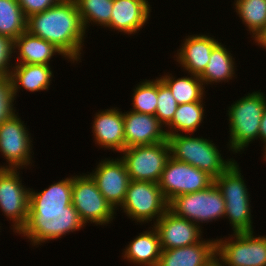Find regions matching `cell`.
Returning <instances> with one entry per match:
<instances>
[{"label": "cell", "instance_id": "cell-20", "mask_svg": "<svg viewBox=\"0 0 266 266\" xmlns=\"http://www.w3.org/2000/svg\"><path fill=\"white\" fill-rule=\"evenodd\" d=\"M216 260V239H202L196 244L162 250L157 266H209Z\"/></svg>", "mask_w": 266, "mask_h": 266}, {"label": "cell", "instance_id": "cell-23", "mask_svg": "<svg viewBox=\"0 0 266 266\" xmlns=\"http://www.w3.org/2000/svg\"><path fill=\"white\" fill-rule=\"evenodd\" d=\"M150 229V230H149ZM138 234L123 249L122 258L136 266H157L161 256V244L157 230L149 227Z\"/></svg>", "mask_w": 266, "mask_h": 266}, {"label": "cell", "instance_id": "cell-10", "mask_svg": "<svg viewBox=\"0 0 266 266\" xmlns=\"http://www.w3.org/2000/svg\"><path fill=\"white\" fill-rule=\"evenodd\" d=\"M130 180L158 183L162 171L170 159L167 141L150 145L125 148L120 152Z\"/></svg>", "mask_w": 266, "mask_h": 266}, {"label": "cell", "instance_id": "cell-35", "mask_svg": "<svg viewBox=\"0 0 266 266\" xmlns=\"http://www.w3.org/2000/svg\"><path fill=\"white\" fill-rule=\"evenodd\" d=\"M14 101H0V124L16 113Z\"/></svg>", "mask_w": 266, "mask_h": 266}, {"label": "cell", "instance_id": "cell-27", "mask_svg": "<svg viewBox=\"0 0 266 266\" xmlns=\"http://www.w3.org/2000/svg\"><path fill=\"white\" fill-rule=\"evenodd\" d=\"M234 4L237 16L254 39L266 27V0H234Z\"/></svg>", "mask_w": 266, "mask_h": 266}, {"label": "cell", "instance_id": "cell-15", "mask_svg": "<svg viewBox=\"0 0 266 266\" xmlns=\"http://www.w3.org/2000/svg\"><path fill=\"white\" fill-rule=\"evenodd\" d=\"M151 226L158 232L162 250L190 246L203 239V227L176 216L169 209Z\"/></svg>", "mask_w": 266, "mask_h": 266}, {"label": "cell", "instance_id": "cell-14", "mask_svg": "<svg viewBox=\"0 0 266 266\" xmlns=\"http://www.w3.org/2000/svg\"><path fill=\"white\" fill-rule=\"evenodd\" d=\"M90 176L96 182L99 191L115 211L123 204L130 183V176L120 157L101 160Z\"/></svg>", "mask_w": 266, "mask_h": 266}, {"label": "cell", "instance_id": "cell-1", "mask_svg": "<svg viewBox=\"0 0 266 266\" xmlns=\"http://www.w3.org/2000/svg\"><path fill=\"white\" fill-rule=\"evenodd\" d=\"M72 175L42 191L30 189L29 213L18 235L41 246L86 227L72 204Z\"/></svg>", "mask_w": 266, "mask_h": 266}, {"label": "cell", "instance_id": "cell-33", "mask_svg": "<svg viewBox=\"0 0 266 266\" xmlns=\"http://www.w3.org/2000/svg\"><path fill=\"white\" fill-rule=\"evenodd\" d=\"M26 18L31 15L41 13L60 0H17Z\"/></svg>", "mask_w": 266, "mask_h": 266}, {"label": "cell", "instance_id": "cell-19", "mask_svg": "<svg viewBox=\"0 0 266 266\" xmlns=\"http://www.w3.org/2000/svg\"><path fill=\"white\" fill-rule=\"evenodd\" d=\"M218 43L219 41L209 34L188 35L173 58H176L174 60L184 72L200 76L207 67L211 51Z\"/></svg>", "mask_w": 266, "mask_h": 266}, {"label": "cell", "instance_id": "cell-2", "mask_svg": "<svg viewBox=\"0 0 266 266\" xmlns=\"http://www.w3.org/2000/svg\"><path fill=\"white\" fill-rule=\"evenodd\" d=\"M26 31L54 44L71 63L81 61L87 37L75 0H60L51 8L27 18Z\"/></svg>", "mask_w": 266, "mask_h": 266}, {"label": "cell", "instance_id": "cell-32", "mask_svg": "<svg viewBox=\"0 0 266 266\" xmlns=\"http://www.w3.org/2000/svg\"><path fill=\"white\" fill-rule=\"evenodd\" d=\"M13 41L0 35V76H9L13 67Z\"/></svg>", "mask_w": 266, "mask_h": 266}, {"label": "cell", "instance_id": "cell-16", "mask_svg": "<svg viewBox=\"0 0 266 266\" xmlns=\"http://www.w3.org/2000/svg\"><path fill=\"white\" fill-rule=\"evenodd\" d=\"M125 148L167 141L165 128L155 115L123 112Z\"/></svg>", "mask_w": 266, "mask_h": 266}, {"label": "cell", "instance_id": "cell-34", "mask_svg": "<svg viewBox=\"0 0 266 266\" xmlns=\"http://www.w3.org/2000/svg\"><path fill=\"white\" fill-rule=\"evenodd\" d=\"M9 76H0V101H14Z\"/></svg>", "mask_w": 266, "mask_h": 266}, {"label": "cell", "instance_id": "cell-4", "mask_svg": "<svg viewBox=\"0 0 266 266\" xmlns=\"http://www.w3.org/2000/svg\"><path fill=\"white\" fill-rule=\"evenodd\" d=\"M170 155L175 160L188 163L207 172L213 178L219 177L234 161L223 158L218 146L212 140L188 134L167 136Z\"/></svg>", "mask_w": 266, "mask_h": 266}, {"label": "cell", "instance_id": "cell-38", "mask_svg": "<svg viewBox=\"0 0 266 266\" xmlns=\"http://www.w3.org/2000/svg\"><path fill=\"white\" fill-rule=\"evenodd\" d=\"M209 266H221V264L215 260L213 263H211Z\"/></svg>", "mask_w": 266, "mask_h": 266}, {"label": "cell", "instance_id": "cell-25", "mask_svg": "<svg viewBox=\"0 0 266 266\" xmlns=\"http://www.w3.org/2000/svg\"><path fill=\"white\" fill-rule=\"evenodd\" d=\"M204 103V101H197L179 104L171 122L166 126L167 128H164L167 136L197 132L205 118Z\"/></svg>", "mask_w": 266, "mask_h": 266}, {"label": "cell", "instance_id": "cell-39", "mask_svg": "<svg viewBox=\"0 0 266 266\" xmlns=\"http://www.w3.org/2000/svg\"><path fill=\"white\" fill-rule=\"evenodd\" d=\"M264 155H263V158L265 159V161H266V152L265 153H263Z\"/></svg>", "mask_w": 266, "mask_h": 266}, {"label": "cell", "instance_id": "cell-22", "mask_svg": "<svg viewBox=\"0 0 266 266\" xmlns=\"http://www.w3.org/2000/svg\"><path fill=\"white\" fill-rule=\"evenodd\" d=\"M51 66L43 64H15L10 72L14 99L20 88L29 92L48 91L53 79Z\"/></svg>", "mask_w": 266, "mask_h": 266}, {"label": "cell", "instance_id": "cell-12", "mask_svg": "<svg viewBox=\"0 0 266 266\" xmlns=\"http://www.w3.org/2000/svg\"><path fill=\"white\" fill-rule=\"evenodd\" d=\"M20 177L19 169L0 168V210L12 221L11 230L16 234L27 222L31 189Z\"/></svg>", "mask_w": 266, "mask_h": 266}, {"label": "cell", "instance_id": "cell-28", "mask_svg": "<svg viewBox=\"0 0 266 266\" xmlns=\"http://www.w3.org/2000/svg\"><path fill=\"white\" fill-rule=\"evenodd\" d=\"M27 18L17 0H0V35L14 41L26 32Z\"/></svg>", "mask_w": 266, "mask_h": 266}, {"label": "cell", "instance_id": "cell-24", "mask_svg": "<svg viewBox=\"0 0 266 266\" xmlns=\"http://www.w3.org/2000/svg\"><path fill=\"white\" fill-rule=\"evenodd\" d=\"M233 54L226 45L219 42L211 51V56L204 72L199 76L204 88L208 84L226 83L236 78V63ZM236 69V70H235Z\"/></svg>", "mask_w": 266, "mask_h": 266}, {"label": "cell", "instance_id": "cell-13", "mask_svg": "<svg viewBox=\"0 0 266 266\" xmlns=\"http://www.w3.org/2000/svg\"><path fill=\"white\" fill-rule=\"evenodd\" d=\"M213 183L214 178L207 172L170 157L158 185L169 203L176 196L204 190Z\"/></svg>", "mask_w": 266, "mask_h": 266}, {"label": "cell", "instance_id": "cell-31", "mask_svg": "<svg viewBox=\"0 0 266 266\" xmlns=\"http://www.w3.org/2000/svg\"><path fill=\"white\" fill-rule=\"evenodd\" d=\"M178 103L173 97L168 86L158 77L157 78V109L155 116L159 122L166 127L172 120Z\"/></svg>", "mask_w": 266, "mask_h": 266}, {"label": "cell", "instance_id": "cell-18", "mask_svg": "<svg viewBox=\"0 0 266 266\" xmlns=\"http://www.w3.org/2000/svg\"><path fill=\"white\" fill-rule=\"evenodd\" d=\"M117 107L100 110L95 113L92 122V133L99 148L113 152L125 149L123 111Z\"/></svg>", "mask_w": 266, "mask_h": 266}, {"label": "cell", "instance_id": "cell-37", "mask_svg": "<svg viewBox=\"0 0 266 266\" xmlns=\"http://www.w3.org/2000/svg\"><path fill=\"white\" fill-rule=\"evenodd\" d=\"M254 42L266 51V27L255 37Z\"/></svg>", "mask_w": 266, "mask_h": 266}, {"label": "cell", "instance_id": "cell-7", "mask_svg": "<svg viewBox=\"0 0 266 266\" xmlns=\"http://www.w3.org/2000/svg\"><path fill=\"white\" fill-rule=\"evenodd\" d=\"M168 209L176 216L188 219L202 227L201 223L224 219L225 201L220 190L213 183L204 190L176 196L168 203Z\"/></svg>", "mask_w": 266, "mask_h": 266}, {"label": "cell", "instance_id": "cell-30", "mask_svg": "<svg viewBox=\"0 0 266 266\" xmlns=\"http://www.w3.org/2000/svg\"><path fill=\"white\" fill-rule=\"evenodd\" d=\"M136 85L133 89L131 110L137 113L155 115L157 109V78L145 79Z\"/></svg>", "mask_w": 266, "mask_h": 266}, {"label": "cell", "instance_id": "cell-17", "mask_svg": "<svg viewBox=\"0 0 266 266\" xmlns=\"http://www.w3.org/2000/svg\"><path fill=\"white\" fill-rule=\"evenodd\" d=\"M151 8L148 0H113L110 24L106 28L135 35L147 25Z\"/></svg>", "mask_w": 266, "mask_h": 266}, {"label": "cell", "instance_id": "cell-29", "mask_svg": "<svg viewBox=\"0 0 266 266\" xmlns=\"http://www.w3.org/2000/svg\"><path fill=\"white\" fill-rule=\"evenodd\" d=\"M75 3L85 31L90 24L105 29L110 24L113 0H75Z\"/></svg>", "mask_w": 266, "mask_h": 266}, {"label": "cell", "instance_id": "cell-9", "mask_svg": "<svg viewBox=\"0 0 266 266\" xmlns=\"http://www.w3.org/2000/svg\"><path fill=\"white\" fill-rule=\"evenodd\" d=\"M72 204L81 220L94 225H108L115 219L116 211L99 191L96 182L88 174L72 175Z\"/></svg>", "mask_w": 266, "mask_h": 266}, {"label": "cell", "instance_id": "cell-3", "mask_svg": "<svg viewBox=\"0 0 266 266\" xmlns=\"http://www.w3.org/2000/svg\"><path fill=\"white\" fill-rule=\"evenodd\" d=\"M253 91L233 102L228 107L229 142L228 148L233 154L244 152L253 141L259 139L260 122L266 104L263 92Z\"/></svg>", "mask_w": 266, "mask_h": 266}, {"label": "cell", "instance_id": "cell-21", "mask_svg": "<svg viewBox=\"0 0 266 266\" xmlns=\"http://www.w3.org/2000/svg\"><path fill=\"white\" fill-rule=\"evenodd\" d=\"M13 55L16 58V64H43L50 65L52 57L60 55L62 58L70 61L65 54L54 44L29 34L27 31L22 33L13 41Z\"/></svg>", "mask_w": 266, "mask_h": 266}, {"label": "cell", "instance_id": "cell-6", "mask_svg": "<svg viewBox=\"0 0 266 266\" xmlns=\"http://www.w3.org/2000/svg\"><path fill=\"white\" fill-rule=\"evenodd\" d=\"M232 233L216 238V260L221 266H266V235Z\"/></svg>", "mask_w": 266, "mask_h": 266}, {"label": "cell", "instance_id": "cell-26", "mask_svg": "<svg viewBox=\"0 0 266 266\" xmlns=\"http://www.w3.org/2000/svg\"><path fill=\"white\" fill-rule=\"evenodd\" d=\"M188 75L176 78L168 72L159 77L168 86L178 104L203 101L205 99L206 91L200 77L191 73H188Z\"/></svg>", "mask_w": 266, "mask_h": 266}, {"label": "cell", "instance_id": "cell-8", "mask_svg": "<svg viewBox=\"0 0 266 266\" xmlns=\"http://www.w3.org/2000/svg\"><path fill=\"white\" fill-rule=\"evenodd\" d=\"M120 208L128 218L142 225L152 220L156 223L168 210V202L158 183L130 180Z\"/></svg>", "mask_w": 266, "mask_h": 266}, {"label": "cell", "instance_id": "cell-11", "mask_svg": "<svg viewBox=\"0 0 266 266\" xmlns=\"http://www.w3.org/2000/svg\"><path fill=\"white\" fill-rule=\"evenodd\" d=\"M31 134L18 112L0 124V154L6 160L0 168H31L34 155ZM33 153V154H32Z\"/></svg>", "mask_w": 266, "mask_h": 266}, {"label": "cell", "instance_id": "cell-36", "mask_svg": "<svg viewBox=\"0 0 266 266\" xmlns=\"http://www.w3.org/2000/svg\"><path fill=\"white\" fill-rule=\"evenodd\" d=\"M259 139L263 143V152H266V104L264 106L263 116L260 122Z\"/></svg>", "mask_w": 266, "mask_h": 266}, {"label": "cell", "instance_id": "cell-5", "mask_svg": "<svg viewBox=\"0 0 266 266\" xmlns=\"http://www.w3.org/2000/svg\"><path fill=\"white\" fill-rule=\"evenodd\" d=\"M214 184L223 195L224 219L230 222L233 233L254 231L249 189L236 160L219 177L214 178Z\"/></svg>", "mask_w": 266, "mask_h": 266}]
</instances>
